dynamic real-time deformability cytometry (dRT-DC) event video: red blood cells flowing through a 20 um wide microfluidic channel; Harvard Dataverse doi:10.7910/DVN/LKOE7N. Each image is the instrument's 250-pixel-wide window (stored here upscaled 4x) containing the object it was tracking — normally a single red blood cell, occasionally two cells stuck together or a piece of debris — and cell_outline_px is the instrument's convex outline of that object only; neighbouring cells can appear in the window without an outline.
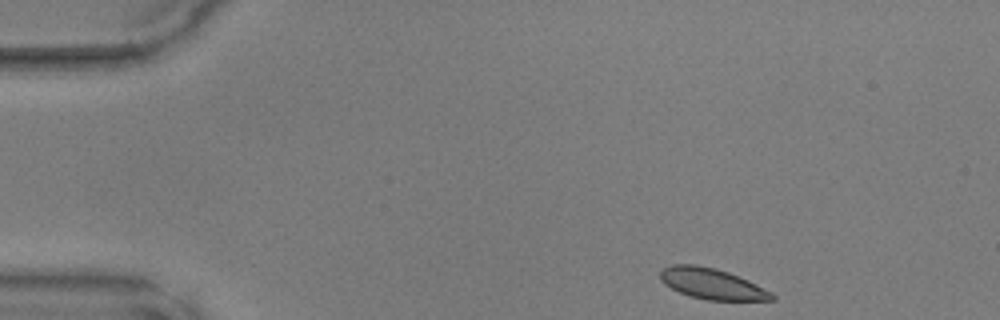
{"species": "common noctule bat (a hibernating species)", "species_latin": "Nyctalus noctula", "temperature_condition": "warm", "stored_images_in_passage": 43, "camera_frame_rate_fps": 3000, "um_per_image_px": 0.085, "animal": {"sex": "male", "body_mass_g": 17.9, "forearm_length_mm": 54.2}, "frame": {"image": 1, "passage_image": 1, "time_ms": 0.0, "image_size_px": [1000, 320], "cell_outline_px": [[776, 300], [708, 300], [688, 296], [664, 284], [660, 280], [660, 272], [664, 268], [672, 264], [692, 264], [716, 268], [728, 272], [748, 280], [772, 292], [776, 296]], "centroid_in_image_um": [60.52, 24.12], "position_along_channel_um": 24.5, "area_um2": 20.06}}
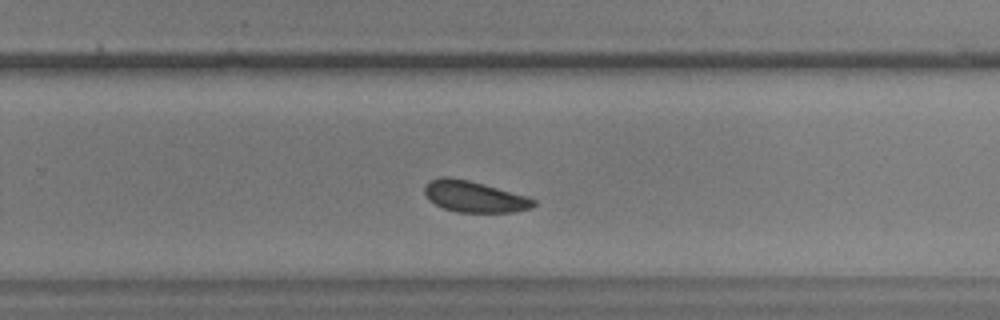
{"frame": {"image": 2, "passage_image": 26, "time_ms": 8.333, "image_size_px": [1000, 320], "cell_outline_px": [[536, 204], [532, 208], [512, 212], [456, 212], [444, 208], [428, 200], [424, 192], [424, 188], [428, 180], [440, 176], [448, 176], [468, 180], [484, 184], [528, 196], [536, 200]], "centroid_in_image_um": [40.3, 16.7], "position_along_channel_um": 289.5, "area_um2": 20.0}}
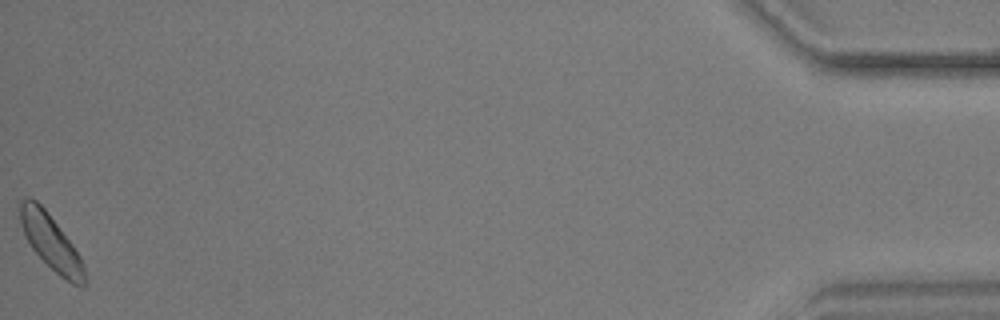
{"frame": {"image": 3, "passage_image": 43, "time_ms": 14.0, "image_size_px": [1000, 320], "cell_outline_px": [[84, 284], [72, 284], [60, 276], [32, 248], [20, 224], [20, 200], [28, 196], [36, 200], [48, 212], [72, 244], [80, 256], [84, 268]], "centroid_in_image_um": [4.3, 20.52], "position_along_channel_um": 430.9, "area_um2": 20.06}}